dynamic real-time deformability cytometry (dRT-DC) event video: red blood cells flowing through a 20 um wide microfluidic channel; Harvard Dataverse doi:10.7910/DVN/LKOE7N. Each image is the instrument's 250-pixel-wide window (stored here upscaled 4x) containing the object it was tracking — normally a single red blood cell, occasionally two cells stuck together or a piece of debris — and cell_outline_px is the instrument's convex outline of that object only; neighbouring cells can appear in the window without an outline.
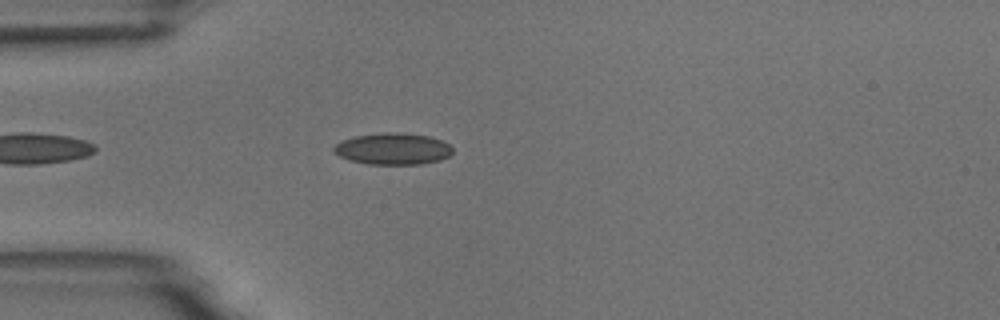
{"species": "common noctule bat (a hibernating species)", "species_latin": "Nyctalus noctula", "temperature_condition": "room temperature", "stored_images_in_passage": 2, "camera_frame_rate_fps": 3000, "um_per_image_px": 0.085, "animal": {"sex": "male", "body_mass_g": 18.8}, "frame": {"image": 1, "passage_image": 2, "time_ms": 1.0, "image_size_px": [1000, 320], "cell_outline_px": [[452, 152], [448, 156], [440, 160], [424, 164], [368, 164], [348, 160], [332, 152], [332, 148], [340, 140], [356, 136], [380, 132], [396, 132], [428, 136], [440, 140], [448, 144], [452, 148]], "centroid_in_image_um": [33.35, 12.65], "position_along_channel_um": 51.7, "area_um2": 21.96}}